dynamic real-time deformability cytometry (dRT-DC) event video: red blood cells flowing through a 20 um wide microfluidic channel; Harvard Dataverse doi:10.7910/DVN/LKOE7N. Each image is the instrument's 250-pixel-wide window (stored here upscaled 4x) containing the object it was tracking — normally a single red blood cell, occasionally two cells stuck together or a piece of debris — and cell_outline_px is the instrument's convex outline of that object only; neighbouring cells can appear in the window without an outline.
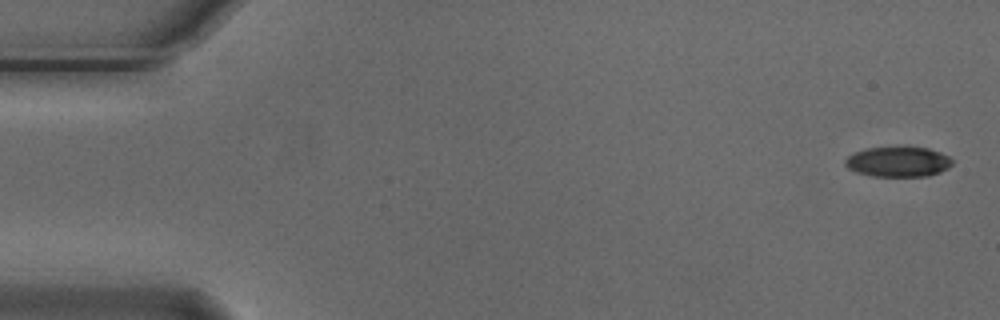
{"species": "Egyptian fruit bat (a non-hibernating species)", "species_latin": "Rousettus aegyptiacus", "temperature_condition": "cold", "stored_images_in_passage": 3, "camera_frame_rate_fps": 3000, "um_per_image_px": 0.085, "animal": {"sex": "male"}, "frame": {"image": 1, "passage_image": 1, "time_ms": 0.0, "image_size_px": [1000, 320], "cell_outline_px": [[952, 164], [948, 168], [940, 172], [928, 176], [872, 176], [856, 172], [848, 168], [844, 164], [844, 160], [848, 156], [864, 148], [928, 148], [940, 152], [948, 156], [952, 160]], "centroid_in_image_um": [76.33, 13.76], "position_along_channel_um": 8.7, "area_um2": 18.61}}